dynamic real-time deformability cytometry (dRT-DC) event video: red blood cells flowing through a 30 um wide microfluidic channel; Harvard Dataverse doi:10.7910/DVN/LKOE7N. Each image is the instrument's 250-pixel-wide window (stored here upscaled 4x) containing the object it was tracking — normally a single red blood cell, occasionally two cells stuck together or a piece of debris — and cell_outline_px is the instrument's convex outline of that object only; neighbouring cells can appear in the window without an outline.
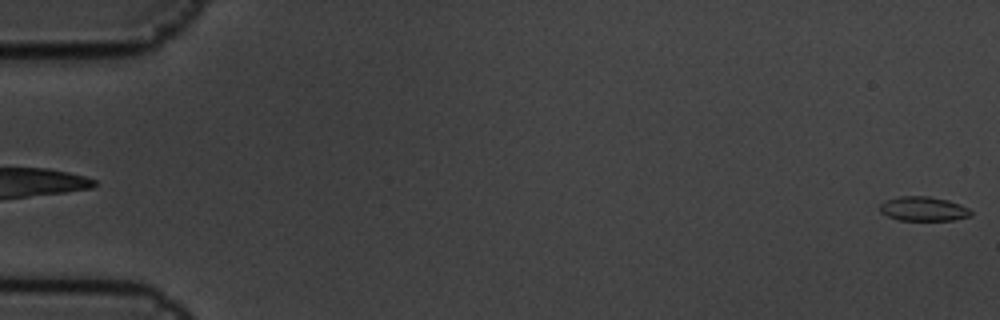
{"species": "common noctule bat (a hibernating species)", "species_latin": "Nyctalus noctula", "temperature_condition": "cold", "stored_images_in_passage": 5, "segment_of_instrument_passage": [2, 2], "camera_frame_rate_fps": 3000, "um_per_image_px": 0.085, "animal": {"sex": "male", "body_mass_g": 19.5, "forearm_length_mm": 54.6}, "frame": {"image": 1, "passage_image": 5, "time_ms": 1.333, "image_size_px": [1000, 320], "cell_outline_px": [[972, 216], [952, 220], [900, 220], [888, 216], [880, 212], [880, 204], [884, 200], [900, 196], [928, 196], [948, 200], [960, 204], [968, 208], [972, 212]], "centroid_in_image_um": [78.49, 17.74], "position_along_channel_um": 6.5, "area_um2": 12.95}}